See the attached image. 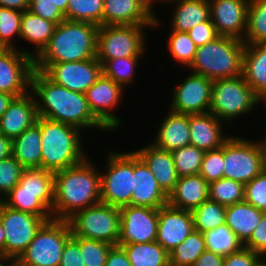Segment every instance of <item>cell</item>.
I'll return each mask as SVG.
<instances>
[{
    "mask_svg": "<svg viewBox=\"0 0 266 266\" xmlns=\"http://www.w3.org/2000/svg\"><path fill=\"white\" fill-rule=\"evenodd\" d=\"M258 144L262 152L263 170L266 171V137L265 141L261 140Z\"/></svg>",
    "mask_w": 266,
    "mask_h": 266,
    "instance_id": "6125c7cd",
    "label": "cell"
},
{
    "mask_svg": "<svg viewBox=\"0 0 266 266\" xmlns=\"http://www.w3.org/2000/svg\"><path fill=\"white\" fill-rule=\"evenodd\" d=\"M41 131L35 122L12 140V156L24 169L41 168Z\"/></svg>",
    "mask_w": 266,
    "mask_h": 266,
    "instance_id": "1f68e13d",
    "label": "cell"
},
{
    "mask_svg": "<svg viewBox=\"0 0 266 266\" xmlns=\"http://www.w3.org/2000/svg\"><path fill=\"white\" fill-rule=\"evenodd\" d=\"M262 102L242 74L213 80L209 112L228 126L233 119L247 113L249 115Z\"/></svg>",
    "mask_w": 266,
    "mask_h": 266,
    "instance_id": "8992f818",
    "label": "cell"
},
{
    "mask_svg": "<svg viewBox=\"0 0 266 266\" xmlns=\"http://www.w3.org/2000/svg\"><path fill=\"white\" fill-rule=\"evenodd\" d=\"M23 12L6 7H0V42L7 48L16 49L12 37H20V23Z\"/></svg>",
    "mask_w": 266,
    "mask_h": 266,
    "instance_id": "f6af8a7d",
    "label": "cell"
},
{
    "mask_svg": "<svg viewBox=\"0 0 266 266\" xmlns=\"http://www.w3.org/2000/svg\"><path fill=\"white\" fill-rule=\"evenodd\" d=\"M134 152L145 162L155 176L160 188L168 196L173 191L179 178L172 153L159 149L152 143L134 150Z\"/></svg>",
    "mask_w": 266,
    "mask_h": 266,
    "instance_id": "cb8c5ba5",
    "label": "cell"
},
{
    "mask_svg": "<svg viewBox=\"0 0 266 266\" xmlns=\"http://www.w3.org/2000/svg\"><path fill=\"white\" fill-rule=\"evenodd\" d=\"M37 107L32 92L15 97L0 118V133L13 140L37 120Z\"/></svg>",
    "mask_w": 266,
    "mask_h": 266,
    "instance_id": "7402d4cb",
    "label": "cell"
},
{
    "mask_svg": "<svg viewBox=\"0 0 266 266\" xmlns=\"http://www.w3.org/2000/svg\"><path fill=\"white\" fill-rule=\"evenodd\" d=\"M6 206L42 219H53L52 213L40 202V194L8 193L1 200Z\"/></svg>",
    "mask_w": 266,
    "mask_h": 266,
    "instance_id": "60d3db41",
    "label": "cell"
},
{
    "mask_svg": "<svg viewBox=\"0 0 266 266\" xmlns=\"http://www.w3.org/2000/svg\"><path fill=\"white\" fill-rule=\"evenodd\" d=\"M209 199L225 207L244 201L245 185L221 178L209 183Z\"/></svg>",
    "mask_w": 266,
    "mask_h": 266,
    "instance_id": "ab89813d",
    "label": "cell"
},
{
    "mask_svg": "<svg viewBox=\"0 0 266 266\" xmlns=\"http://www.w3.org/2000/svg\"><path fill=\"white\" fill-rule=\"evenodd\" d=\"M258 266H266V258Z\"/></svg>",
    "mask_w": 266,
    "mask_h": 266,
    "instance_id": "a7ac6f4b",
    "label": "cell"
},
{
    "mask_svg": "<svg viewBox=\"0 0 266 266\" xmlns=\"http://www.w3.org/2000/svg\"><path fill=\"white\" fill-rule=\"evenodd\" d=\"M0 257H5V231L0 222Z\"/></svg>",
    "mask_w": 266,
    "mask_h": 266,
    "instance_id": "94428289",
    "label": "cell"
},
{
    "mask_svg": "<svg viewBox=\"0 0 266 266\" xmlns=\"http://www.w3.org/2000/svg\"><path fill=\"white\" fill-rule=\"evenodd\" d=\"M100 202V171L88 158L54 172L53 219L67 220L76 212Z\"/></svg>",
    "mask_w": 266,
    "mask_h": 266,
    "instance_id": "7a4b0ae2",
    "label": "cell"
},
{
    "mask_svg": "<svg viewBox=\"0 0 266 266\" xmlns=\"http://www.w3.org/2000/svg\"><path fill=\"white\" fill-rule=\"evenodd\" d=\"M174 2L172 6L175 10L171 15L170 30L188 32L197 24L210 19L209 0H177Z\"/></svg>",
    "mask_w": 266,
    "mask_h": 266,
    "instance_id": "4dcf8cb0",
    "label": "cell"
},
{
    "mask_svg": "<svg viewBox=\"0 0 266 266\" xmlns=\"http://www.w3.org/2000/svg\"><path fill=\"white\" fill-rule=\"evenodd\" d=\"M12 155V140L0 133V160Z\"/></svg>",
    "mask_w": 266,
    "mask_h": 266,
    "instance_id": "680465c9",
    "label": "cell"
},
{
    "mask_svg": "<svg viewBox=\"0 0 266 266\" xmlns=\"http://www.w3.org/2000/svg\"><path fill=\"white\" fill-rule=\"evenodd\" d=\"M144 1L146 2L147 6L153 11V10H154V9H153V8H154L153 5H155L154 2L157 3V2H159V1H160V2L163 1V4H164V2H165V3L168 2V4H169V3L171 4L172 2L177 1V0H144ZM166 1H167V2H166Z\"/></svg>",
    "mask_w": 266,
    "mask_h": 266,
    "instance_id": "03108f58",
    "label": "cell"
},
{
    "mask_svg": "<svg viewBox=\"0 0 266 266\" xmlns=\"http://www.w3.org/2000/svg\"><path fill=\"white\" fill-rule=\"evenodd\" d=\"M41 131V168L57 172L86 158L80 129L38 116Z\"/></svg>",
    "mask_w": 266,
    "mask_h": 266,
    "instance_id": "277c9868",
    "label": "cell"
},
{
    "mask_svg": "<svg viewBox=\"0 0 266 266\" xmlns=\"http://www.w3.org/2000/svg\"><path fill=\"white\" fill-rule=\"evenodd\" d=\"M120 212L118 246L156 241L158 209L128 205L120 208Z\"/></svg>",
    "mask_w": 266,
    "mask_h": 266,
    "instance_id": "2e32d148",
    "label": "cell"
},
{
    "mask_svg": "<svg viewBox=\"0 0 266 266\" xmlns=\"http://www.w3.org/2000/svg\"><path fill=\"white\" fill-rule=\"evenodd\" d=\"M156 137L152 143L159 149L173 150L190 145L189 115L168 111L166 118L158 126Z\"/></svg>",
    "mask_w": 266,
    "mask_h": 266,
    "instance_id": "d4e9b609",
    "label": "cell"
},
{
    "mask_svg": "<svg viewBox=\"0 0 266 266\" xmlns=\"http://www.w3.org/2000/svg\"><path fill=\"white\" fill-rule=\"evenodd\" d=\"M23 169L12 155L0 160V201L18 184Z\"/></svg>",
    "mask_w": 266,
    "mask_h": 266,
    "instance_id": "7dc6e473",
    "label": "cell"
},
{
    "mask_svg": "<svg viewBox=\"0 0 266 266\" xmlns=\"http://www.w3.org/2000/svg\"><path fill=\"white\" fill-rule=\"evenodd\" d=\"M250 250L266 256V212L263 213L259 224L254 229L250 239L243 245Z\"/></svg>",
    "mask_w": 266,
    "mask_h": 266,
    "instance_id": "f5cc1de1",
    "label": "cell"
},
{
    "mask_svg": "<svg viewBox=\"0 0 266 266\" xmlns=\"http://www.w3.org/2000/svg\"><path fill=\"white\" fill-rule=\"evenodd\" d=\"M209 183L200 175L179 177L173 191L168 195V204L192 211L209 199Z\"/></svg>",
    "mask_w": 266,
    "mask_h": 266,
    "instance_id": "484cf974",
    "label": "cell"
},
{
    "mask_svg": "<svg viewBox=\"0 0 266 266\" xmlns=\"http://www.w3.org/2000/svg\"><path fill=\"white\" fill-rule=\"evenodd\" d=\"M199 174L208 183L223 178L224 144L218 149L205 152Z\"/></svg>",
    "mask_w": 266,
    "mask_h": 266,
    "instance_id": "bcb514c9",
    "label": "cell"
},
{
    "mask_svg": "<svg viewBox=\"0 0 266 266\" xmlns=\"http://www.w3.org/2000/svg\"><path fill=\"white\" fill-rule=\"evenodd\" d=\"M243 76L252 91L266 101V43L246 44L243 55Z\"/></svg>",
    "mask_w": 266,
    "mask_h": 266,
    "instance_id": "4316f807",
    "label": "cell"
},
{
    "mask_svg": "<svg viewBox=\"0 0 266 266\" xmlns=\"http://www.w3.org/2000/svg\"><path fill=\"white\" fill-rule=\"evenodd\" d=\"M203 236L206 250L222 256L236 252L243 246L227 224L208 230Z\"/></svg>",
    "mask_w": 266,
    "mask_h": 266,
    "instance_id": "d590c367",
    "label": "cell"
},
{
    "mask_svg": "<svg viewBox=\"0 0 266 266\" xmlns=\"http://www.w3.org/2000/svg\"><path fill=\"white\" fill-rule=\"evenodd\" d=\"M144 0H104L102 26L138 25L157 27L161 24Z\"/></svg>",
    "mask_w": 266,
    "mask_h": 266,
    "instance_id": "ffe728a7",
    "label": "cell"
},
{
    "mask_svg": "<svg viewBox=\"0 0 266 266\" xmlns=\"http://www.w3.org/2000/svg\"><path fill=\"white\" fill-rule=\"evenodd\" d=\"M14 98H15L14 95L5 92H0V118L3 116L4 112L8 109L10 103Z\"/></svg>",
    "mask_w": 266,
    "mask_h": 266,
    "instance_id": "91938a15",
    "label": "cell"
},
{
    "mask_svg": "<svg viewBox=\"0 0 266 266\" xmlns=\"http://www.w3.org/2000/svg\"><path fill=\"white\" fill-rule=\"evenodd\" d=\"M232 136L224 142L223 178L246 185L263 171L262 152L258 141Z\"/></svg>",
    "mask_w": 266,
    "mask_h": 266,
    "instance_id": "8fae6325",
    "label": "cell"
},
{
    "mask_svg": "<svg viewBox=\"0 0 266 266\" xmlns=\"http://www.w3.org/2000/svg\"><path fill=\"white\" fill-rule=\"evenodd\" d=\"M245 44L266 43V0H250Z\"/></svg>",
    "mask_w": 266,
    "mask_h": 266,
    "instance_id": "8d00e7d4",
    "label": "cell"
},
{
    "mask_svg": "<svg viewBox=\"0 0 266 266\" xmlns=\"http://www.w3.org/2000/svg\"><path fill=\"white\" fill-rule=\"evenodd\" d=\"M171 153L178 177L199 174L205 151L189 145Z\"/></svg>",
    "mask_w": 266,
    "mask_h": 266,
    "instance_id": "7bdbcfd3",
    "label": "cell"
},
{
    "mask_svg": "<svg viewBox=\"0 0 266 266\" xmlns=\"http://www.w3.org/2000/svg\"><path fill=\"white\" fill-rule=\"evenodd\" d=\"M99 26L63 20L57 24L48 45L34 58V64L84 61L96 57Z\"/></svg>",
    "mask_w": 266,
    "mask_h": 266,
    "instance_id": "3957f363",
    "label": "cell"
},
{
    "mask_svg": "<svg viewBox=\"0 0 266 266\" xmlns=\"http://www.w3.org/2000/svg\"><path fill=\"white\" fill-rule=\"evenodd\" d=\"M104 0H68L66 20L102 26Z\"/></svg>",
    "mask_w": 266,
    "mask_h": 266,
    "instance_id": "74e56055",
    "label": "cell"
},
{
    "mask_svg": "<svg viewBox=\"0 0 266 266\" xmlns=\"http://www.w3.org/2000/svg\"><path fill=\"white\" fill-rule=\"evenodd\" d=\"M80 254L79 244L70 237L65 243L59 266H85Z\"/></svg>",
    "mask_w": 266,
    "mask_h": 266,
    "instance_id": "db71d44e",
    "label": "cell"
},
{
    "mask_svg": "<svg viewBox=\"0 0 266 266\" xmlns=\"http://www.w3.org/2000/svg\"><path fill=\"white\" fill-rule=\"evenodd\" d=\"M30 91L35 96L38 116L74 126L109 131L90 111L86 95L71 91L33 70Z\"/></svg>",
    "mask_w": 266,
    "mask_h": 266,
    "instance_id": "6da1fadb",
    "label": "cell"
},
{
    "mask_svg": "<svg viewBox=\"0 0 266 266\" xmlns=\"http://www.w3.org/2000/svg\"><path fill=\"white\" fill-rule=\"evenodd\" d=\"M187 33L197 47L203 46L206 43H210L219 36L210 19L197 24Z\"/></svg>",
    "mask_w": 266,
    "mask_h": 266,
    "instance_id": "816d5d0a",
    "label": "cell"
},
{
    "mask_svg": "<svg viewBox=\"0 0 266 266\" xmlns=\"http://www.w3.org/2000/svg\"><path fill=\"white\" fill-rule=\"evenodd\" d=\"M71 236L66 220L46 221L16 263L19 266H59L65 243Z\"/></svg>",
    "mask_w": 266,
    "mask_h": 266,
    "instance_id": "52a82bcc",
    "label": "cell"
},
{
    "mask_svg": "<svg viewBox=\"0 0 266 266\" xmlns=\"http://www.w3.org/2000/svg\"><path fill=\"white\" fill-rule=\"evenodd\" d=\"M119 208L100 202L78 211L66 221L71 235L117 245L120 235Z\"/></svg>",
    "mask_w": 266,
    "mask_h": 266,
    "instance_id": "ba28073f",
    "label": "cell"
},
{
    "mask_svg": "<svg viewBox=\"0 0 266 266\" xmlns=\"http://www.w3.org/2000/svg\"><path fill=\"white\" fill-rule=\"evenodd\" d=\"M7 49V47L2 43L0 42V55Z\"/></svg>",
    "mask_w": 266,
    "mask_h": 266,
    "instance_id": "003e7915",
    "label": "cell"
},
{
    "mask_svg": "<svg viewBox=\"0 0 266 266\" xmlns=\"http://www.w3.org/2000/svg\"><path fill=\"white\" fill-rule=\"evenodd\" d=\"M194 229L204 233L226 224V207L207 199L192 211Z\"/></svg>",
    "mask_w": 266,
    "mask_h": 266,
    "instance_id": "e575fe53",
    "label": "cell"
},
{
    "mask_svg": "<svg viewBox=\"0 0 266 266\" xmlns=\"http://www.w3.org/2000/svg\"><path fill=\"white\" fill-rule=\"evenodd\" d=\"M265 258L242 246L238 251L224 256V266H258Z\"/></svg>",
    "mask_w": 266,
    "mask_h": 266,
    "instance_id": "f907efd6",
    "label": "cell"
},
{
    "mask_svg": "<svg viewBox=\"0 0 266 266\" xmlns=\"http://www.w3.org/2000/svg\"><path fill=\"white\" fill-rule=\"evenodd\" d=\"M244 201L266 212V171H262L245 185Z\"/></svg>",
    "mask_w": 266,
    "mask_h": 266,
    "instance_id": "c3c4849f",
    "label": "cell"
},
{
    "mask_svg": "<svg viewBox=\"0 0 266 266\" xmlns=\"http://www.w3.org/2000/svg\"><path fill=\"white\" fill-rule=\"evenodd\" d=\"M194 229L193 215L168 203L158 209L156 241L169 253L182 243Z\"/></svg>",
    "mask_w": 266,
    "mask_h": 266,
    "instance_id": "d6986e66",
    "label": "cell"
},
{
    "mask_svg": "<svg viewBox=\"0 0 266 266\" xmlns=\"http://www.w3.org/2000/svg\"><path fill=\"white\" fill-rule=\"evenodd\" d=\"M167 202L168 196L158 185L155 176L145 162L134 152V175L131 205L159 209L166 205Z\"/></svg>",
    "mask_w": 266,
    "mask_h": 266,
    "instance_id": "44dd1931",
    "label": "cell"
},
{
    "mask_svg": "<svg viewBox=\"0 0 266 266\" xmlns=\"http://www.w3.org/2000/svg\"><path fill=\"white\" fill-rule=\"evenodd\" d=\"M52 219L15 210L0 201V222L5 231V257L17 260L34 239L37 231Z\"/></svg>",
    "mask_w": 266,
    "mask_h": 266,
    "instance_id": "7c38bea8",
    "label": "cell"
},
{
    "mask_svg": "<svg viewBox=\"0 0 266 266\" xmlns=\"http://www.w3.org/2000/svg\"><path fill=\"white\" fill-rule=\"evenodd\" d=\"M28 10L35 15L56 24L65 20L63 12L52 2V0H29Z\"/></svg>",
    "mask_w": 266,
    "mask_h": 266,
    "instance_id": "681fc988",
    "label": "cell"
},
{
    "mask_svg": "<svg viewBox=\"0 0 266 266\" xmlns=\"http://www.w3.org/2000/svg\"><path fill=\"white\" fill-rule=\"evenodd\" d=\"M132 266H169V253L157 242L120 245Z\"/></svg>",
    "mask_w": 266,
    "mask_h": 266,
    "instance_id": "d6a6232c",
    "label": "cell"
},
{
    "mask_svg": "<svg viewBox=\"0 0 266 266\" xmlns=\"http://www.w3.org/2000/svg\"><path fill=\"white\" fill-rule=\"evenodd\" d=\"M148 27L150 26H99L96 59L102 64L106 60L144 55L147 34L143 30Z\"/></svg>",
    "mask_w": 266,
    "mask_h": 266,
    "instance_id": "30bf717a",
    "label": "cell"
},
{
    "mask_svg": "<svg viewBox=\"0 0 266 266\" xmlns=\"http://www.w3.org/2000/svg\"><path fill=\"white\" fill-rule=\"evenodd\" d=\"M78 244L85 266H105L106 257L113 245L103 241L71 236Z\"/></svg>",
    "mask_w": 266,
    "mask_h": 266,
    "instance_id": "ee69618b",
    "label": "cell"
},
{
    "mask_svg": "<svg viewBox=\"0 0 266 266\" xmlns=\"http://www.w3.org/2000/svg\"><path fill=\"white\" fill-rule=\"evenodd\" d=\"M28 2L29 0H0V7H6L23 12L28 10Z\"/></svg>",
    "mask_w": 266,
    "mask_h": 266,
    "instance_id": "6f0895ef",
    "label": "cell"
},
{
    "mask_svg": "<svg viewBox=\"0 0 266 266\" xmlns=\"http://www.w3.org/2000/svg\"><path fill=\"white\" fill-rule=\"evenodd\" d=\"M34 59L27 50L7 48L0 55V92L15 97L30 91Z\"/></svg>",
    "mask_w": 266,
    "mask_h": 266,
    "instance_id": "5bb4252c",
    "label": "cell"
},
{
    "mask_svg": "<svg viewBox=\"0 0 266 266\" xmlns=\"http://www.w3.org/2000/svg\"><path fill=\"white\" fill-rule=\"evenodd\" d=\"M57 24L43 19L29 10L23 11L20 23V38L33 44L31 57L36 58L48 45Z\"/></svg>",
    "mask_w": 266,
    "mask_h": 266,
    "instance_id": "f546056e",
    "label": "cell"
},
{
    "mask_svg": "<svg viewBox=\"0 0 266 266\" xmlns=\"http://www.w3.org/2000/svg\"><path fill=\"white\" fill-rule=\"evenodd\" d=\"M264 211L246 201L226 207L225 221L238 240L244 245L259 224Z\"/></svg>",
    "mask_w": 266,
    "mask_h": 266,
    "instance_id": "f1b7e54d",
    "label": "cell"
},
{
    "mask_svg": "<svg viewBox=\"0 0 266 266\" xmlns=\"http://www.w3.org/2000/svg\"><path fill=\"white\" fill-rule=\"evenodd\" d=\"M168 50L175 62L189 67L194 60L197 46L187 32L171 30L168 36Z\"/></svg>",
    "mask_w": 266,
    "mask_h": 266,
    "instance_id": "b9f144b4",
    "label": "cell"
},
{
    "mask_svg": "<svg viewBox=\"0 0 266 266\" xmlns=\"http://www.w3.org/2000/svg\"><path fill=\"white\" fill-rule=\"evenodd\" d=\"M205 250L203 233L193 230L182 243L169 252L170 266H193Z\"/></svg>",
    "mask_w": 266,
    "mask_h": 266,
    "instance_id": "836d02e7",
    "label": "cell"
},
{
    "mask_svg": "<svg viewBox=\"0 0 266 266\" xmlns=\"http://www.w3.org/2000/svg\"><path fill=\"white\" fill-rule=\"evenodd\" d=\"M250 0H209L210 20L219 36L244 40Z\"/></svg>",
    "mask_w": 266,
    "mask_h": 266,
    "instance_id": "ac0fdd59",
    "label": "cell"
},
{
    "mask_svg": "<svg viewBox=\"0 0 266 266\" xmlns=\"http://www.w3.org/2000/svg\"><path fill=\"white\" fill-rule=\"evenodd\" d=\"M221 120L210 112L189 114L190 145L203 151L220 148L230 135L224 136Z\"/></svg>",
    "mask_w": 266,
    "mask_h": 266,
    "instance_id": "603a6c76",
    "label": "cell"
},
{
    "mask_svg": "<svg viewBox=\"0 0 266 266\" xmlns=\"http://www.w3.org/2000/svg\"><path fill=\"white\" fill-rule=\"evenodd\" d=\"M245 47L246 44L240 39L218 36L214 41L197 47L188 68L211 80L242 75Z\"/></svg>",
    "mask_w": 266,
    "mask_h": 266,
    "instance_id": "5b68a950",
    "label": "cell"
},
{
    "mask_svg": "<svg viewBox=\"0 0 266 266\" xmlns=\"http://www.w3.org/2000/svg\"><path fill=\"white\" fill-rule=\"evenodd\" d=\"M34 69L53 83L84 94L103 74L102 64L96 57L84 61L34 64Z\"/></svg>",
    "mask_w": 266,
    "mask_h": 266,
    "instance_id": "4fadbf2b",
    "label": "cell"
},
{
    "mask_svg": "<svg viewBox=\"0 0 266 266\" xmlns=\"http://www.w3.org/2000/svg\"><path fill=\"white\" fill-rule=\"evenodd\" d=\"M9 193L40 194V202L52 213L54 173L43 168L23 169L18 184Z\"/></svg>",
    "mask_w": 266,
    "mask_h": 266,
    "instance_id": "83f0119b",
    "label": "cell"
},
{
    "mask_svg": "<svg viewBox=\"0 0 266 266\" xmlns=\"http://www.w3.org/2000/svg\"><path fill=\"white\" fill-rule=\"evenodd\" d=\"M107 158V170L100 172L101 202L119 209L131 205L134 151L123 153L111 150Z\"/></svg>",
    "mask_w": 266,
    "mask_h": 266,
    "instance_id": "9c48e42d",
    "label": "cell"
},
{
    "mask_svg": "<svg viewBox=\"0 0 266 266\" xmlns=\"http://www.w3.org/2000/svg\"><path fill=\"white\" fill-rule=\"evenodd\" d=\"M193 266H224V256L205 250Z\"/></svg>",
    "mask_w": 266,
    "mask_h": 266,
    "instance_id": "9f6ffc18",
    "label": "cell"
},
{
    "mask_svg": "<svg viewBox=\"0 0 266 266\" xmlns=\"http://www.w3.org/2000/svg\"><path fill=\"white\" fill-rule=\"evenodd\" d=\"M141 56L123 57L111 60H106L102 63L103 75L112 79L119 84L123 89L129 87L134 80L133 76L137 67L138 59Z\"/></svg>",
    "mask_w": 266,
    "mask_h": 266,
    "instance_id": "f35d334b",
    "label": "cell"
},
{
    "mask_svg": "<svg viewBox=\"0 0 266 266\" xmlns=\"http://www.w3.org/2000/svg\"><path fill=\"white\" fill-rule=\"evenodd\" d=\"M52 2L63 12V14L66 13L68 0H52Z\"/></svg>",
    "mask_w": 266,
    "mask_h": 266,
    "instance_id": "be15d7a7",
    "label": "cell"
},
{
    "mask_svg": "<svg viewBox=\"0 0 266 266\" xmlns=\"http://www.w3.org/2000/svg\"><path fill=\"white\" fill-rule=\"evenodd\" d=\"M8 263H5V262ZM16 263L15 259L9 258V257H0V266H14ZM6 264V265H5ZM8 264V265H7Z\"/></svg>",
    "mask_w": 266,
    "mask_h": 266,
    "instance_id": "e7e4bbea",
    "label": "cell"
},
{
    "mask_svg": "<svg viewBox=\"0 0 266 266\" xmlns=\"http://www.w3.org/2000/svg\"><path fill=\"white\" fill-rule=\"evenodd\" d=\"M123 92L119 84L102 74L85 93L90 111L109 131L121 126L122 119L111 110L117 108Z\"/></svg>",
    "mask_w": 266,
    "mask_h": 266,
    "instance_id": "e0dca14e",
    "label": "cell"
},
{
    "mask_svg": "<svg viewBox=\"0 0 266 266\" xmlns=\"http://www.w3.org/2000/svg\"><path fill=\"white\" fill-rule=\"evenodd\" d=\"M105 266H132L121 246L114 245L110 248Z\"/></svg>",
    "mask_w": 266,
    "mask_h": 266,
    "instance_id": "11a10c76",
    "label": "cell"
},
{
    "mask_svg": "<svg viewBox=\"0 0 266 266\" xmlns=\"http://www.w3.org/2000/svg\"><path fill=\"white\" fill-rule=\"evenodd\" d=\"M213 80L193 72L177 85L169 109L182 114L209 112Z\"/></svg>",
    "mask_w": 266,
    "mask_h": 266,
    "instance_id": "9a60e30c",
    "label": "cell"
}]
</instances>
